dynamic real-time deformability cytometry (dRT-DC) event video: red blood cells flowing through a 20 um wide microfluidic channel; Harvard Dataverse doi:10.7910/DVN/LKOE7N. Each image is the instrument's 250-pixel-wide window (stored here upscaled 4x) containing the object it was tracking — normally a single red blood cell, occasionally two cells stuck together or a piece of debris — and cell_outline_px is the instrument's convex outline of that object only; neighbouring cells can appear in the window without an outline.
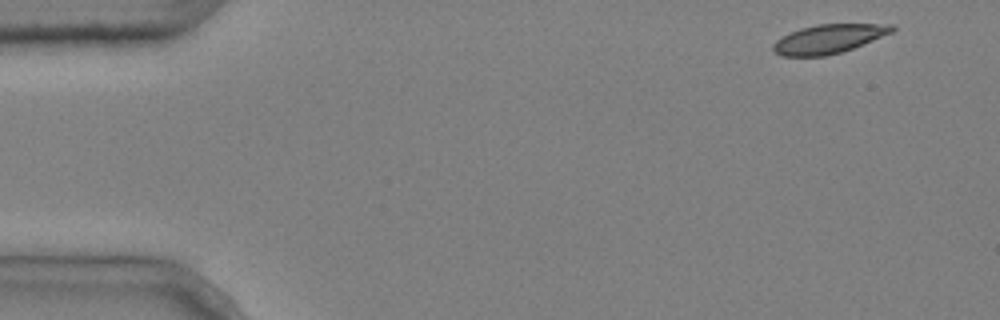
{"species": "common noctule bat (a hibernating species)", "species_latin": "Nyctalus noctula", "temperature_condition": "cold", "stored_images_in_passage": 7, "camera_frame_rate_fps": 3000, "um_per_image_px": 0.085, "animal": {"sex": "male", "body_mass_g": 20.4}, "frame": {"image": 1, "passage_image": 1, "time_ms": 0.0, "image_size_px": [1000, 320], "cell_outline_px": [[896, 28], [892, 32], [852, 48], [840, 52], [824, 56], [780, 56], [772, 48], [772, 44], [780, 36], [800, 28], [816, 24], [892, 24]], "centroid_in_image_um": [70.38, 3.3], "position_along_channel_um": 14.6, "area_um2": 19.94}}
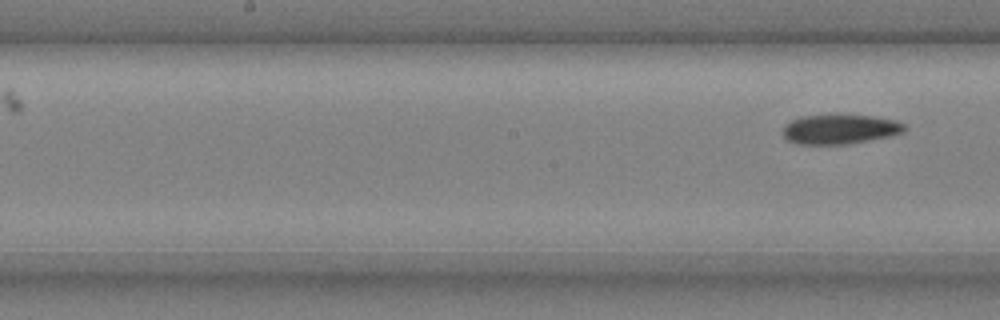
{"frame": {"image": 2, "passage_image": 7, "time_ms": 2.0, "image_size_px": [1000, 320], "cell_outline_px": [[908, 128], [904, 132], [888, 136], [848, 144], [796, 144], [788, 140], [784, 136], [784, 124], [800, 116], [872, 116], [896, 120], [904, 124]], "centroid_in_image_um": [71.4, 10.99], "position_along_channel_um": 176.8, "area_um2": 20.63}}